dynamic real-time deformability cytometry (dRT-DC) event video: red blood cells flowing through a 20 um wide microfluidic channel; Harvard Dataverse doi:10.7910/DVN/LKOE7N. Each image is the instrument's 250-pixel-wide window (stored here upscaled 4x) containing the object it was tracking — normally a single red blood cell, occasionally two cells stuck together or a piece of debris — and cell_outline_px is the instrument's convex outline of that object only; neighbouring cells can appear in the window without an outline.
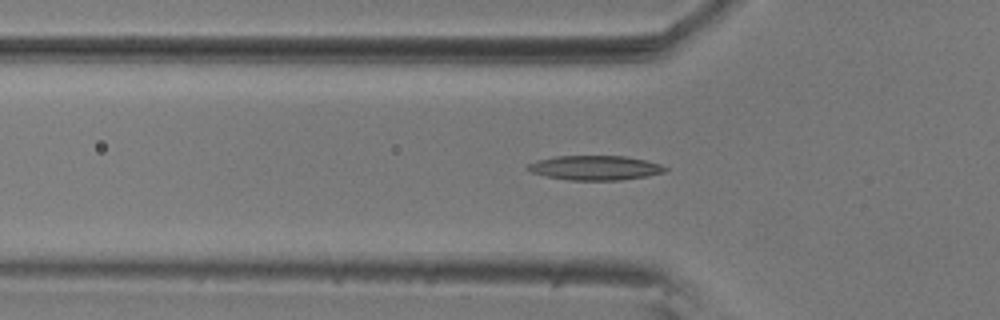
{"species": "common noctule bat (a hibernating species)", "species_latin": "Nyctalus noctula", "temperature_condition": "room temperature", "stored_images_in_passage": 54, "camera_frame_rate_fps": 3000, "um_per_image_px": 0.085, "animal": {"sex": "male", "body_mass_g": 20.5, "forearm_length_mm": 52.5}, "frame": {"image": 1, "passage_image": 18, "time_ms": 5.667, "image_size_px": [1000, 320], "cell_outline_px": [[668, 168], [664, 172], [648, 176], [620, 180], [568, 180], [548, 176], [532, 172], [524, 168], [528, 164], [536, 160], [556, 156], [624, 156], [644, 160], [660, 164]], "centroid_in_image_um": [50.57, 14.26], "position_along_channel_um": 75.2, "area_um2": 19.54}}
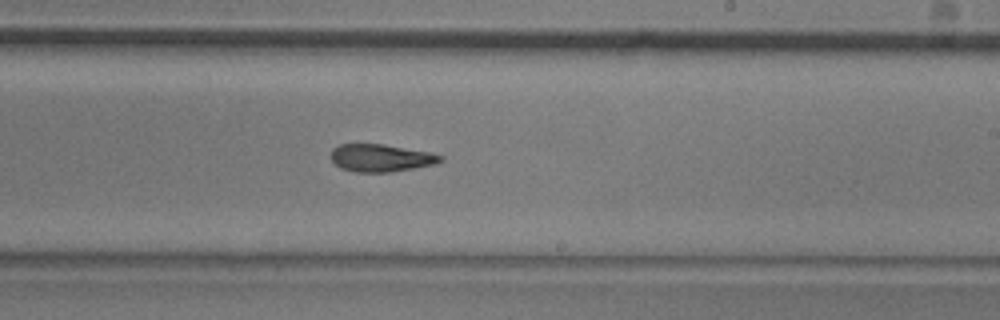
{"frame": {"image": 2, "passage_image": 33, "time_ms": 10.667, "image_size_px": [1000, 320], "cell_outline_px": [[444, 160], [436, 164], [416, 168], [388, 172], [356, 172], [340, 168], [332, 160], [332, 148], [340, 144], [384, 144], [428, 152], [444, 156]], "centroid_in_image_um": [32.4, 13.43], "position_along_channel_um": 256.6, "area_um2": 17.57}}
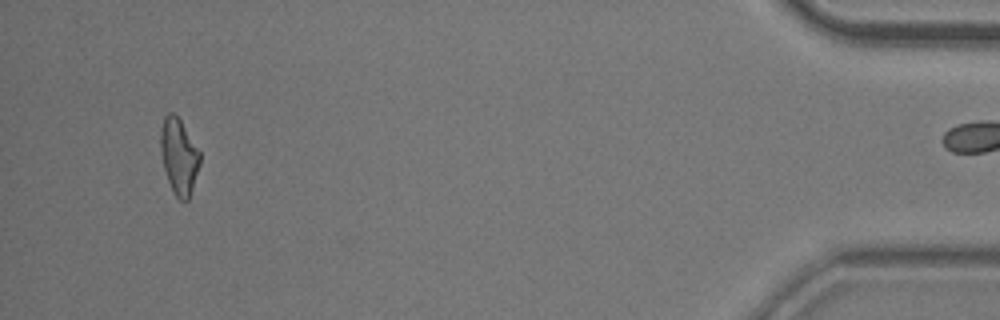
{"frame": {"image": 3, "passage_image": 53, "time_ms": 17.333, "image_size_px": [1000, 320], "cell_outline_px": [[200, 164], [188, 200], [180, 200], [176, 196], [168, 180], [164, 168], [160, 152], [160, 128], [164, 116], [168, 112], [172, 112], [180, 120], [200, 152]], "centroid_in_image_um": [15.19, 13.26], "position_along_channel_um": 420.0, "area_um2": 17.17}}